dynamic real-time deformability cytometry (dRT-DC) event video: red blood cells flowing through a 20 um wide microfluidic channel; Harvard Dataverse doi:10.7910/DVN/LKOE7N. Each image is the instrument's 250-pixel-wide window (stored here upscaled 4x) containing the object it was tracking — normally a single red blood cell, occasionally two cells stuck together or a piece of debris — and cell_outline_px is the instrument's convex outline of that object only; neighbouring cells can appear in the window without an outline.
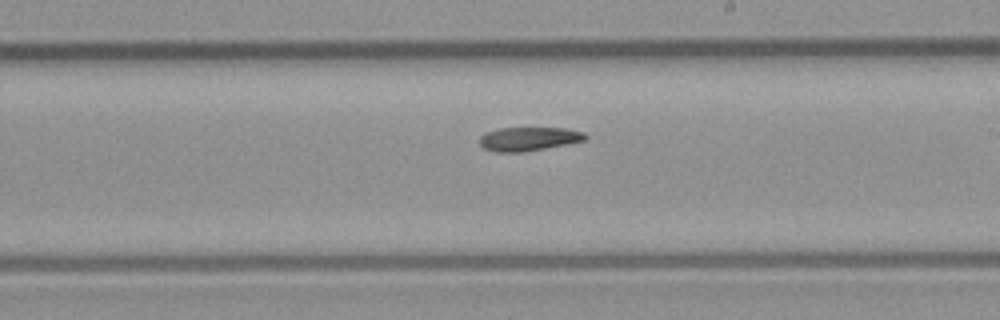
{"species": "common noctule bat (a hibernating species)", "species_latin": "Nyctalus noctula", "temperature_condition": "room temperature", "stored_images_in_passage": 25, "camera_frame_rate_fps": 3000, "um_per_image_px": 0.085, "animal": {"sex": "male", "body_mass_g": 23.1, "forearm_length_mm": 52.7}, "frame": {"image": 1, "passage_image": 15, "time_ms": 4.667, "image_size_px": [1000, 320], "cell_outline_px": [[588, 136], [584, 140], [524, 152], [496, 152], [484, 148], [480, 144], [480, 136], [484, 132], [500, 128], [568, 128], [584, 132]], "centroid_in_image_um": [44.91, 11.79], "position_along_channel_um": 244.1, "area_um2": 14.57}}
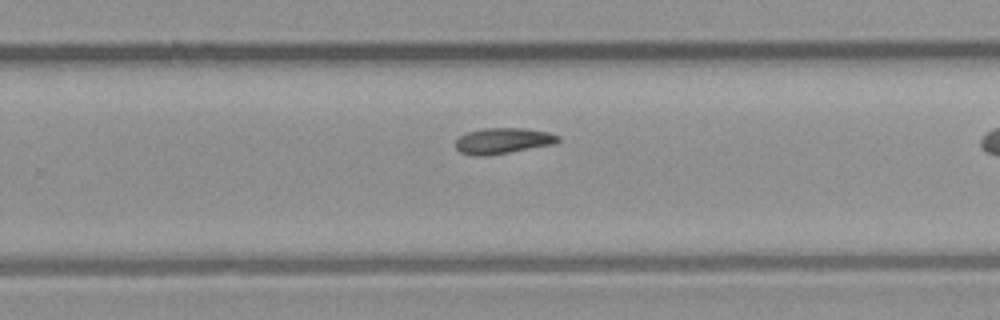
{"frame": {"image": 2, "passage_image": 18, "time_ms": 5.667, "image_size_px": [1000, 320], "cell_outline_px": [[560, 140], [556, 144], [484, 156], [472, 156], [460, 152], [456, 148], [456, 140], [464, 132], [484, 128], [524, 128], [548, 132], [560, 136]], "centroid_in_image_um": [42.74, 11.96], "position_along_channel_um": 287.1, "area_um2": 15.55}}